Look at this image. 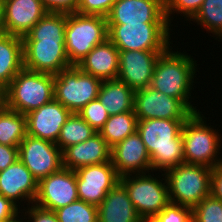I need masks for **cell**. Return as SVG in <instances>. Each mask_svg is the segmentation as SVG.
<instances>
[{
    "mask_svg": "<svg viewBox=\"0 0 222 222\" xmlns=\"http://www.w3.org/2000/svg\"><path fill=\"white\" fill-rule=\"evenodd\" d=\"M95 133L78 113H71L61 128L56 145L63 151L68 146L86 141Z\"/></svg>",
    "mask_w": 222,
    "mask_h": 222,
    "instance_id": "f1b7e54d",
    "label": "cell"
},
{
    "mask_svg": "<svg viewBox=\"0 0 222 222\" xmlns=\"http://www.w3.org/2000/svg\"><path fill=\"white\" fill-rule=\"evenodd\" d=\"M210 194L222 201V162L212 168Z\"/></svg>",
    "mask_w": 222,
    "mask_h": 222,
    "instance_id": "60d3db41",
    "label": "cell"
},
{
    "mask_svg": "<svg viewBox=\"0 0 222 222\" xmlns=\"http://www.w3.org/2000/svg\"><path fill=\"white\" fill-rule=\"evenodd\" d=\"M212 168L182 163L165 172L169 201L193 209L210 195Z\"/></svg>",
    "mask_w": 222,
    "mask_h": 222,
    "instance_id": "52a82bcc",
    "label": "cell"
},
{
    "mask_svg": "<svg viewBox=\"0 0 222 222\" xmlns=\"http://www.w3.org/2000/svg\"><path fill=\"white\" fill-rule=\"evenodd\" d=\"M186 119L138 120L137 132L150 155L153 171L164 173L184 163L182 128Z\"/></svg>",
    "mask_w": 222,
    "mask_h": 222,
    "instance_id": "6da1fadb",
    "label": "cell"
},
{
    "mask_svg": "<svg viewBox=\"0 0 222 222\" xmlns=\"http://www.w3.org/2000/svg\"><path fill=\"white\" fill-rule=\"evenodd\" d=\"M47 13L40 0H4V33L23 37Z\"/></svg>",
    "mask_w": 222,
    "mask_h": 222,
    "instance_id": "ffe728a7",
    "label": "cell"
},
{
    "mask_svg": "<svg viewBox=\"0 0 222 222\" xmlns=\"http://www.w3.org/2000/svg\"><path fill=\"white\" fill-rule=\"evenodd\" d=\"M37 192L38 181L19 158L5 170L0 171V195L19 206V209V204L24 200L29 203L27 205L32 204Z\"/></svg>",
    "mask_w": 222,
    "mask_h": 222,
    "instance_id": "d6986e66",
    "label": "cell"
},
{
    "mask_svg": "<svg viewBox=\"0 0 222 222\" xmlns=\"http://www.w3.org/2000/svg\"><path fill=\"white\" fill-rule=\"evenodd\" d=\"M111 162L120 178L152 172L150 155L137 131L111 148Z\"/></svg>",
    "mask_w": 222,
    "mask_h": 222,
    "instance_id": "2e32d148",
    "label": "cell"
},
{
    "mask_svg": "<svg viewBox=\"0 0 222 222\" xmlns=\"http://www.w3.org/2000/svg\"><path fill=\"white\" fill-rule=\"evenodd\" d=\"M109 161H111V148L99 132L86 141L68 146L62 151L63 168L73 171L87 165Z\"/></svg>",
    "mask_w": 222,
    "mask_h": 222,
    "instance_id": "44dd1931",
    "label": "cell"
},
{
    "mask_svg": "<svg viewBox=\"0 0 222 222\" xmlns=\"http://www.w3.org/2000/svg\"><path fill=\"white\" fill-rule=\"evenodd\" d=\"M18 158L39 182L62 167V151L53 142L27 134L18 146Z\"/></svg>",
    "mask_w": 222,
    "mask_h": 222,
    "instance_id": "30bf717a",
    "label": "cell"
},
{
    "mask_svg": "<svg viewBox=\"0 0 222 222\" xmlns=\"http://www.w3.org/2000/svg\"><path fill=\"white\" fill-rule=\"evenodd\" d=\"M134 93L132 88L118 79L104 80L100 85L98 99L111 116L133 111Z\"/></svg>",
    "mask_w": 222,
    "mask_h": 222,
    "instance_id": "d4e9b609",
    "label": "cell"
},
{
    "mask_svg": "<svg viewBox=\"0 0 222 222\" xmlns=\"http://www.w3.org/2000/svg\"><path fill=\"white\" fill-rule=\"evenodd\" d=\"M98 222H143L125 187L119 182L97 206Z\"/></svg>",
    "mask_w": 222,
    "mask_h": 222,
    "instance_id": "603a6c76",
    "label": "cell"
},
{
    "mask_svg": "<svg viewBox=\"0 0 222 222\" xmlns=\"http://www.w3.org/2000/svg\"><path fill=\"white\" fill-rule=\"evenodd\" d=\"M59 222H98L97 206L77 200L54 211Z\"/></svg>",
    "mask_w": 222,
    "mask_h": 222,
    "instance_id": "4dcf8cb0",
    "label": "cell"
},
{
    "mask_svg": "<svg viewBox=\"0 0 222 222\" xmlns=\"http://www.w3.org/2000/svg\"><path fill=\"white\" fill-rule=\"evenodd\" d=\"M48 12L73 13L76 12L78 0H40Z\"/></svg>",
    "mask_w": 222,
    "mask_h": 222,
    "instance_id": "74e56055",
    "label": "cell"
},
{
    "mask_svg": "<svg viewBox=\"0 0 222 222\" xmlns=\"http://www.w3.org/2000/svg\"><path fill=\"white\" fill-rule=\"evenodd\" d=\"M133 111L138 120L187 119L192 114L179 99L150 86L135 91Z\"/></svg>",
    "mask_w": 222,
    "mask_h": 222,
    "instance_id": "7c38bea8",
    "label": "cell"
},
{
    "mask_svg": "<svg viewBox=\"0 0 222 222\" xmlns=\"http://www.w3.org/2000/svg\"><path fill=\"white\" fill-rule=\"evenodd\" d=\"M137 122L134 111L111 115L99 133L112 148L137 131Z\"/></svg>",
    "mask_w": 222,
    "mask_h": 222,
    "instance_id": "484cf974",
    "label": "cell"
},
{
    "mask_svg": "<svg viewBox=\"0 0 222 222\" xmlns=\"http://www.w3.org/2000/svg\"><path fill=\"white\" fill-rule=\"evenodd\" d=\"M101 83V79L73 65L54 75V99L71 113H77L98 98Z\"/></svg>",
    "mask_w": 222,
    "mask_h": 222,
    "instance_id": "9c48e42d",
    "label": "cell"
},
{
    "mask_svg": "<svg viewBox=\"0 0 222 222\" xmlns=\"http://www.w3.org/2000/svg\"><path fill=\"white\" fill-rule=\"evenodd\" d=\"M76 66L102 81L115 80L119 72V50L107 38L96 45Z\"/></svg>",
    "mask_w": 222,
    "mask_h": 222,
    "instance_id": "7402d4cb",
    "label": "cell"
},
{
    "mask_svg": "<svg viewBox=\"0 0 222 222\" xmlns=\"http://www.w3.org/2000/svg\"><path fill=\"white\" fill-rule=\"evenodd\" d=\"M108 38L107 18L66 13L65 50L72 65L80 62L96 45Z\"/></svg>",
    "mask_w": 222,
    "mask_h": 222,
    "instance_id": "5b68a950",
    "label": "cell"
},
{
    "mask_svg": "<svg viewBox=\"0 0 222 222\" xmlns=\"http://www.w3.org/2000/svg\"><path fill=\"white\" fill-rule=\"evenodd\" d=\"M96 132H99L109 115L104 105L97 98L90 101L80 111L77 112Z\"/></svg>",
    "mask_w": 222,
    "mask_h": 222,
    "instance_id": "836d02e7",
    "label": "cell"
},
{
    "mask_svg": "<svg viewBox=\"0 0 222 222\" xmlns=\"http://www.w3.org/2000/svg\"><path fill=\"white\" fill-rule=\"evenodd\" d=\"M153 175L147 172L120 178V183L127 190L136 213L143 221L155 217L170 203L165 173L161 175L164 177L162 180Z\"/></svg>",
    "mask_w": 222,
    "mask_h": 222,
    "instance_id": "ba28073f",
    "label": "cell"
},
{
    "mask_svg": "<svg viewBox=\"0 0 222 222\" xmlns=\"http://www.w3.org/2000/svg\"><path fill=\"white\" fill-rule=\"evenodd\" d=\"M203 26L222 41V0H204L199 12L191 20Z\"/></svg>",
    "mask_w": 222,
    "mask_h": 222,
    "instance_id": "f546056e",
    "label": "cell"
},
{
    "mask_svg": "<svg viewBox=\"0 0 222 222\" xmlns=\"http://www.w3.org/2000/svg\"><path fill=\"white\" fill-rule=\"evenodd\" d=\"M117 0H78L76 12L107 17Z\"/></svg>",
    "mask_w": 222,
    "mask_h": 222,
    "instance_id": "d590c367",
    "label": "cell"
},
{
    "mask_svg": "<svg viewBox=\"0 0 222 222\" xmlns=\"http://www.w3.org/2000/svg\"><path fill=\"white\" fill-rule=\"evenodd\" d=\"M4 33V0H0V34Z\"/></svg>",
    "mask_w": 222,
    "mask_h": 222,
    "instance_id": "7bdbcfd3",
    "label": "cell"
},
{
    "mask_svg": "<svg viewBox=\"0 0 222 222\" xmlns=\"http://www.w3.org/2000/svg\"><path fill=\"white\" fill-rule=\"evenodd\" d=\"M203 118L206 119L199 111L192 113L184 122V163L214 168L222 162V158L218 156L221 154V134L213 126H207Z\"/></svg>",
    "mask_w": 222,
    "mask_h": 222,
    "instance_id": "3957f363",
    "label": "cell"
},
{
    "mask_svg": "<svg viewBox=\"0 0 222 222\" xmlns=\"http://www.w3.org/2000/svg\"><path fill=\"white\" fill-rule=\"evenodd\" d=\"M77 200L76 172L62 167L38 182V192L33 203L55 211Z\"/></svg>",
    "mask_w": 222,
    "mask_h": 222,
    "instance_id": "5bb4252c",
    "label": "cell"
},
{
    "mask_svg": "<svg viewBox=\"0 0 222 222\" xmlns=\"http://www.w3.org/2000/svg\"><path fill=\"white\" fill-rule=\"evenodd\" d=\"M18 159V147L0 144V171L5 170Z\"/></svg>",
    "mask_w": 222,
    "mask_h": 222,
    "instance_id": "ab89813d",
    "label": "cell"
},
{
    "mask_svg": "<svg viewBox=\"0 0 222 222\" xmlns=\"http://www.w3.org/2000/svg\"><path fill=\"white\" fill-rule=\"evenodd\" d=\"M193 222H222V201L211 194L192 209Z\"/></svg>",
    "mask_w": 222,
    "mask_h": 222,
    "instance_id": "1f68e13d",
    "label": "cell"
},
{
    "mask_svg": "<svg viewBox=\"0 0 222 222\" xmlns=\"http://www.w3.org/2000/svg\"><path fill=\"white\" fill-rule=\"evenodd\" d=\"M107 26L108 39L119 51H166L171 44L169 23L141 22Z\"/></svg>",
    "mask_w": 222,
    "mask_h": 222,
    "instance_id": "8992f818",
    "label": "cell"
},
{
    "mask_svg": "<svg viewBox=\"0 0 222 222\" xmlns=\"http://www.w3.org/2000/svg\"><path fill=\"white\" fill-rule=\"evenodd\" d=\"M70 115L67 108L53 99L26 114L27 134L56 144L61 128Z\"/></svg>",
    "mask_w": 222,
    "mask_h": 222,
    "instance_id": "ac0fdd59",
    "label": "cell"
},
{
    "mask_svg": "<svg viewBox=\"0 0 222 222\" xmlns=\"http://www.w3.org/2000/svg\"><path fill=\"white\" fill-rule=\"evenodd\" d=\"M24 68L56 75L73 66L65 50V40H23Z\"/></svg>",
    "mask_w": 222,
    "mask_h": 222,
    "instance_id": "8fae6325",
    "label": "cell"
},
{
    "mask_svg": "<svg viewBox=\"0 0 222 222\" xmlns=\"http://www.w3.org/2000/svg\"><path fill=\"white\" fill-rule=\"evenodd\" d=\"M172 49L170 46L158 57L150 87L179 99L192 113L199 112L189 101L197 75V63L185 52H173Z\"/></svg>",
    "mask_w": 222,
    "mask_h": 222,
    "instance_id": "7a4b0ae2",
    "label": "cell"
},
{
    "mask_svg": "<svg viewBox=\"0 0 222 222\" xmlns=\"http://www.w3.org/2000/svg\"><path fill=\"white\" fill-rule=\"evenodd\" d=\"M106 18L107 24L168 23L164 0H117Z\"/></svg>",
    "mask_w": 222,
    "mask_h": 222,
    "instance_id": "e0dca14e",
    "label": "cell"
},
{
    "mask_svg": "<svg viewBox=\"0 0 222 222\" xmlns=\"http://www.w3.org/2000/svg\"><path fill=\"white\" fill-rule=\"evenodd\" d=\"M27 207L28 208L24 210L25 213L24 211L21 212V214H24V219H26L27 222H59L56 213L52 210L41 208L33 203L31 207L30 205Z\"/></svg>",
    "mask_w": 222,
    "mask_h": 222,
    "instance_id": "8d00e7d4",
    "label": "cell"
},
{
    "mask_svg": "<svg viewBox=\"0 0 222 222\" xmlns=\"http://www.w3.org/2000/svg\"><path fill=\"white\" fill-rule=\"evenodd\" d=\"M20 216H22V218L20 217ZM17 215L14 219H12V220H10V221H8V222H26L25 220H23L24 218H23V215L21 214V215ZM20 218V219H19Z\"/></svg>",
    "mask_w": 222,
    "mask_h": 222,
    "instance_id": "ee69618b",
    "label": "cell"
},
{
    "mask_svg": "<svg viewBox=\"0 0 222 222\" xmlns=\"http://www.w3.org/2000/svg\"><path fill=\"white\" fill-rule=\"evenodd\" d=\"M6 97L8 109L26 115L54 99V75L23 68L6 87Z\"/></svg>",
    "mask_w": 222,
    "mask_h": 222,
    "instance_id": "277c9868",
    "label": "cell"
},
{
    "mask_svg": "<svg viewBox=\"0 0 222 222\" xmlns=\"http://www.w3.org/2000/svg\"><path fill=\"white\" fill-rule=\"evenodd\" d=\"M75 172L79 200L96 206L100 205L107 193L120 182L111 161L87 165Z\"/></svg>",
    "mask_w": 222,
    "mask_h": 222,
    "instance_id": "4fadbf2b",
    "label": "cell"
},
{
    "mask_svg": "<svg viewBox=\"0 0 222 222\" xmlns=\"http://www.w3.org/2000/svg\"><path fill=\"white\" fill-rule=\"evenodd\" d=\"M146 222H193L192 209L170 202L160 213Z\"/></svg>",
    "mask_w": 222,
    "mask_h": 222,
    "instance_id": "e575fe53",
    "label": "cell"
},
{
    "mask_svg": "<svg viewBox=\"0 0 222 222\" xmlns=\"http://www.w3.org/2000/svg\"><path fill=\"white\" fill-rule=\"evenodd\" d=\"M204 0H164L165 15L169 25H171V15L175 12L183 14L186 20H192L199 12ZM186 16V17H185Z\"/></svg>",
    "mask_w": 222,
    "mask_h": 222,
    "instance_id": "d6a6232c",
    "label": "cell"
},
{
    "mask_svg": "<svg viewBox=\"0 0 222 222\" xmlns=\"http://www.w3.org/2000/svg\"><path fill=\"white\" fill-rule=\"evenodd\" d=\"M24 68L23 39L21 36L0 34V85L5 88Z\"/></svg>",
    "mask_w": 222,
    "mask_h": 222,
    "instance_id": "cb8c5ba5",
    "label": "cell"
},
{
    "mask_svg": "<svg viewBox=\"0 0 222 222\" xmlns=\"http://www.w3.org/2000/svg\"><path fill=\"white\" fill-rule=\"evenodd\" d=\"M14 203L0 195V222H8L14 219L21 211Z\"/></svg>",
    "mask_w": 222,
    "mask_h": 222,
    "instance_id": "f35d334b",
    "label": "cell"
},
{
    "mask_svg": "<svg viewBox=\"0 0 222 222\" xmlns=\"http://www.w3.org/2000/svg\"><path fill=\"white\" fill-rule=\"evenodd\" d=\"M165 51H119L118 80L134 91L150 86L158 57Z\"/></svg>",
    "mask_w": 222,
    "mask_h": 222,
    "instance_id": "9a60e30c",
    "label": "cell"
},
{
    "mask_svg": "<svg viewBox=\"0 0 222 222\" xmlns=\"http://www.w3.org/2000/svg\"><path fill=\"white\" fill-rule=\"evenodd\" d=\"M7 108L6 88L0 85V114Z\"/></svg>",
    "mask_w": 222,
    "mask_h": 222,
    "instance_id": "b9f144b4",
    "label": "cell"
},
{
    "mask_svg": "<svg viewBox=\"0 0 222 222\" xmlns=\"http://www.w3.org/2000/svg\"><path fill=\"white\" fill-rule=\"evenodd\" d=\"M26 136V115L6 108L0 114V144L18 147Z\"/></svg>",
    "mask_w": 222,
    "mask_h": 222,
    "instance_id": "4316f807",
    "label": "cell"
},
{
    "mask_svg": "<svg viewBox=\"0 0 222 222\" xmlns=\"http://www.w3.org/2000/svg\"><path fill=\"white\" fill-rule=\"evenodd\" d=\"M65 27L66 13L48 12L22 37V39L65 40Z\"/></svg>",
    "mask_w": 222,
    "mask_h": 222,
    "instance_id": "83f0119b",
    "label": "cell"
}]
</instances>
